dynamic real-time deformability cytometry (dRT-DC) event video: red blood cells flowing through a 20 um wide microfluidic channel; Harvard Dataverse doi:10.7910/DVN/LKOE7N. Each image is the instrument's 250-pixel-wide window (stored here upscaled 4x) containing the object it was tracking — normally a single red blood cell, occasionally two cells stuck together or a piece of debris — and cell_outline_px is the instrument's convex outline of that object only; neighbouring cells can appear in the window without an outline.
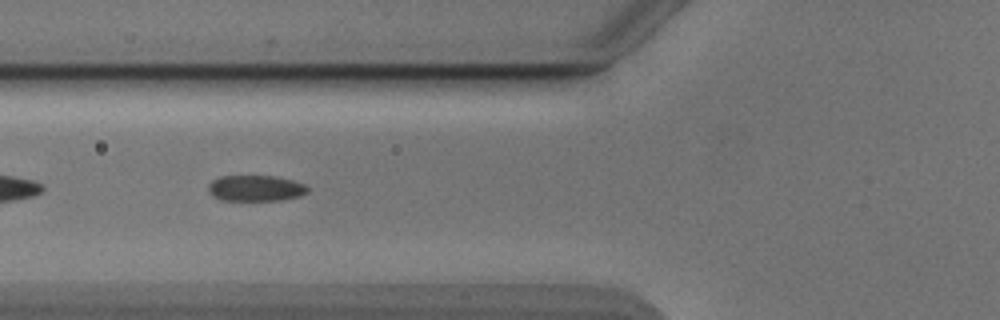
{"species": "Egyptian fruit bat (a non-hibernating species)", "species_latin": "Rousettus aegyptiacus", "temperature_condition": "cold", "stored_images_in_passage": 35, "camera_frame_rate_fps": 3000, "um_per_image_px": 0.085, "animal": {"sex": "male"}, "frame": {"image": 1, "passage_image": 5, "time_ms": 1.333, "image_size_px": [1000, 320], "cell_outline_px": [[308, 192], [300, 196], [284, 200], [220, 200], [212, 196], [208, 192], [208, 184], [212, 180], [220, 176], [276, 176], [292, 180], [304, 184], [308, 188]], "centroid_in_image_um": [21.71, 16.0], "position_along_channel_um": 104.1, "area_um2": 15.14}}
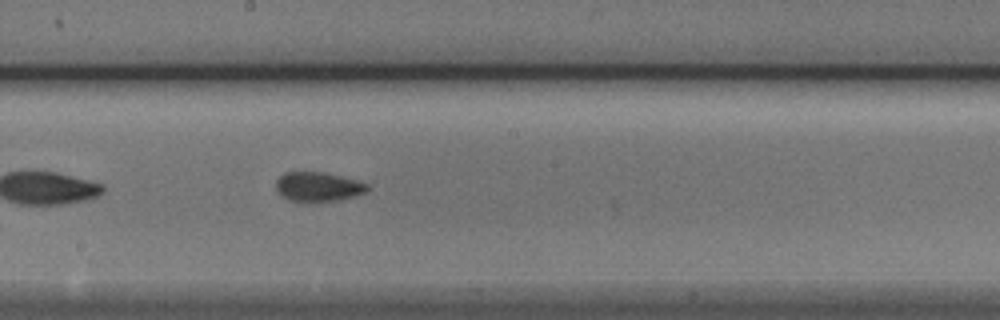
{"frame": {"image": 2, "passage_image": 14, "time_ms": 4.333, "image_size_px": [1000, 320], "cell_outline_px": [[368, 192], [356, 196], [336, 200], [288, 200], [276, 188], [276, 180], [284, 172], [324, 172], [360, 180], [368, 184]], "centroid_in_image_um": [27.1, 15.84], "position_along_channel_um": 221.1, "area_um2": 15.43}}
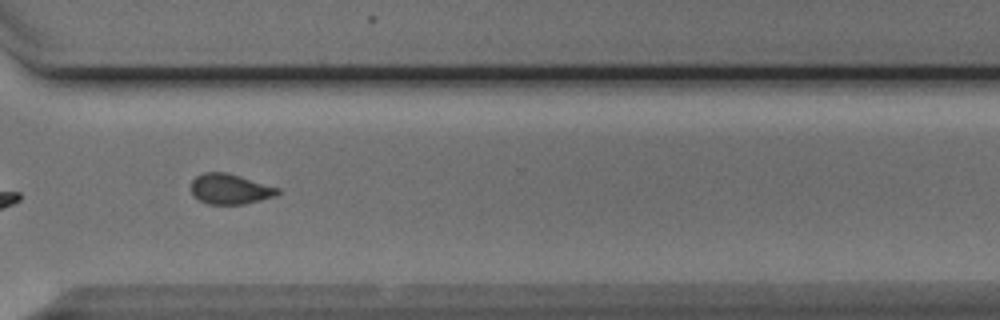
{"frame": {"image": 3, "passage_image": 24, "time_ms": 7.667, "image_size_px": [1000, 320], "cell_outline_px": [[280, 192], [276, 196], [244, 204], [208, 204], [192, 196], [192, 180], [196, 176], [204, 172], [224, 172], [240, 176], [280, 188]], "centroid_in_image_um": [19.56, 16.07], "position_along_channel_um": 351.0, "area_um2": 15.26}, "authors_computed_cell_mechanics": {"area_um2": 15.6638, "velocity_mm_per_s": 3.9002, "shape_relaxation_time_tau1_ms": 4.6518, "shape_relaxation_time_tau2_ms": 1.5829, "deformation_change_tau1": 0.1073, "deformation_change_tau2": 0.0779}}